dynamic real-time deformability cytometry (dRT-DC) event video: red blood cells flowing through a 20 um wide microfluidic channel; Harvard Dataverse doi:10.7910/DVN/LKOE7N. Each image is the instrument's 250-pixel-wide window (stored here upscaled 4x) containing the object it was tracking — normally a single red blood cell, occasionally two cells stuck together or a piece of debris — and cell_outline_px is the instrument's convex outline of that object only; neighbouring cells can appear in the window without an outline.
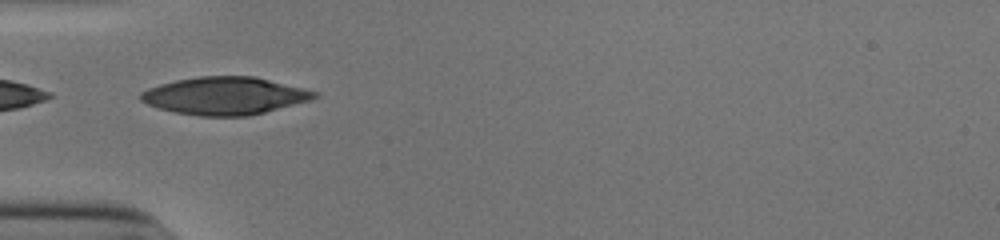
{"species": "human", "species_latin": "Homo sapiens", "temperature_condition": "cold", "stored_images_in_passage": 33, "camera_frame_rate_fps": 3000, "um_per_image_px": 0.085, "donor": {"sex": "male"}, "frame": {"image": 1, "passage_image": 1, "time_ms": 0.0, "image_size_px": [1000, 240], "cell_outline_px": [[320, 96], [312, 100], [248, 116], [196, 116], [176, 112], [160, 108], [148, 104], [140, 100], [140, 92], [148, 88], [160, 84], [176, 80], [200, 76], [256, 76], [320, 92]], "centroid_in_image_um": [19.15, 8.14], "position_along_channel_um": 65.8, "area_um2": 38.21}}
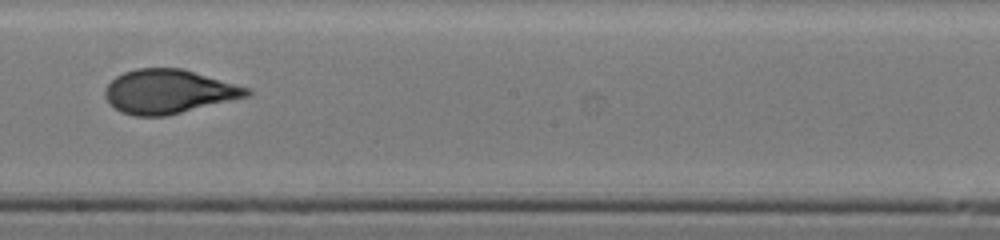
{"frame": {"image": 2, "passage_image": 14, "time_ms": 4.333, "image_size_px": [1000, 240], "cell_outline_px": [[252, 92], [248, 96], [164, 116], [136, 116], [120, 112], [104, 96], [104, 88], [116, 76], [124, 72], [136, 68], [180, 68], [252, 88]], "centroid_in_image_um": [14.32, 7.77], "position_along_channel_um": 233.9, "area_um2": 36.07}}
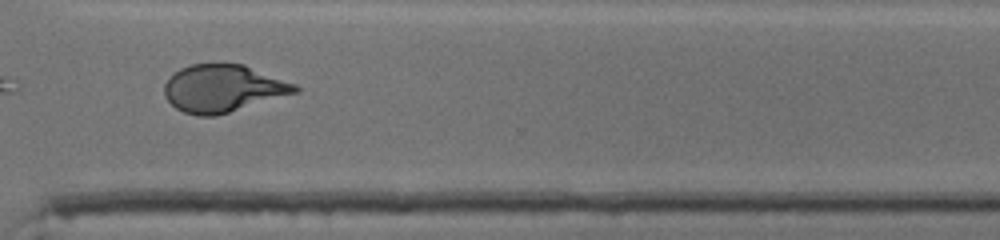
{"frame": {"image": 3, "passage_image": 23, "time_ms": 7.333, "image_size_px": [1000, 240], "cell_outline_px": [[300, 92], [216, 116], [200, 116], [184, 112], [176, 108], [164, 96], [164, 84], [180, 68], [192, 64], [244, 64], [296, 84], [300, 88]], "centroid_in_image_um": [18.99, 7.52], "position_along_channel_um": 351.6, "area_um2": 36.07}, "authors_computed_cell_mechanics": {"area_um2": 36.8186, "velocity_mm_per_s": 3.9182, "shape_relaxation_time_tau1_ms": 6.5759, "shape_relaxation_time_tau2_ms": 1.063, "deformation_change_tau1": 0.2135, "deformation_change_tau2": 0.0644}}